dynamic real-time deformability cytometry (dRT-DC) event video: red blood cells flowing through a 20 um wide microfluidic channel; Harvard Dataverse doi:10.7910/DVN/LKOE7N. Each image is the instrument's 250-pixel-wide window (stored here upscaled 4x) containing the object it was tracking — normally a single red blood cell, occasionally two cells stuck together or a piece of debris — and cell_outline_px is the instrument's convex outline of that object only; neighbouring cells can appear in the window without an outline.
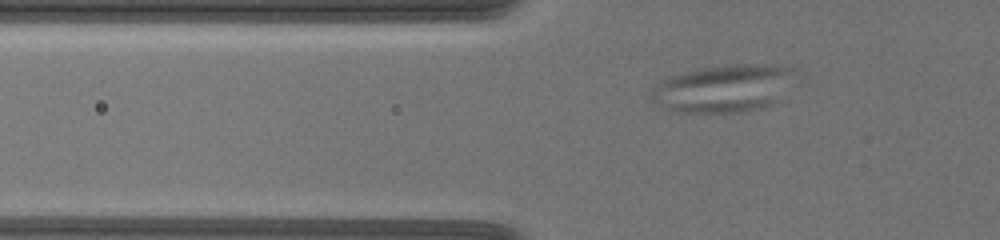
{"species": "common noctule bat (a hibernating species)", "species_latin": "Nyctalus noctula", "temperature_condition": "warm", "stored_images_in_passage": 45, "segment_of_instrument_passage": [1, 2], "camera_frame_rate_fps": 3000, "um_per_image_px": 0.085, "animal": {"sex": "female", "body_mass_g": 19.5, "forearm_length_mm": 54.1}, "frame": {"image": 1, "passage_image": 7, "time_ms": 2.0, "image_size_px": [1000, 240], "cell_outline_px": [[792, 68], [768, 104], [764, 108], [740, 112], [676, 112], [652, 100], [652, 88], [664, 80], [672, 76], [684, 72], [700, 68], [736, 64], [764, 64]], "centroid_in_image_um": [61.3, 7.52], "position_along_channel_um": 64.5, "area_um2": 37.45}}
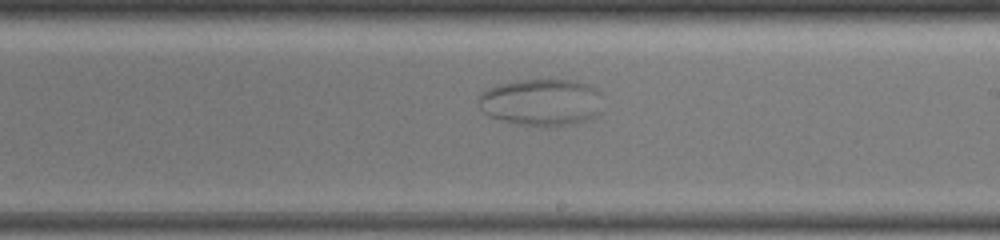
{"frame": {"image": 2, "passage_image": 25, "time_ms": 8.0, "image_size_px": [1000, 240], "cell_outline_px": [[600, 112], [596, 116], [572, 124], [552, 128], [540, 128], [516, 124], [500, 120], [488, 116], [480, 108], [480, 92], [496, 84], [524, 80], [576, 80], [588, 84], [596, 88], [600, 92]], "centroid_in_image_um": [46.02, 8.72], "position_along_channel_um": 243.0, "area_um2": 34.56}}
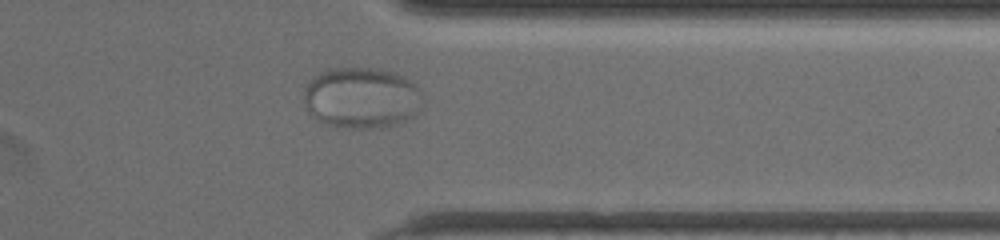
{"frame": {"image": 3, "passage_image": 38, "time_ms": 12.333, "image_size_px": [1000, 240], "cell_outline_px": [[416, 116], [400, 124], [380, 128], [336, 128], [312, 116], [308, 112], [304, 100], [304, 92], [312, 76], [328, 68], [372, 68], [392, 72], [416, 84]], "centroid_in_image_um": [30.64, 8.34], "position_along_channel_um": 380.8, "area_um2": 41.85}}